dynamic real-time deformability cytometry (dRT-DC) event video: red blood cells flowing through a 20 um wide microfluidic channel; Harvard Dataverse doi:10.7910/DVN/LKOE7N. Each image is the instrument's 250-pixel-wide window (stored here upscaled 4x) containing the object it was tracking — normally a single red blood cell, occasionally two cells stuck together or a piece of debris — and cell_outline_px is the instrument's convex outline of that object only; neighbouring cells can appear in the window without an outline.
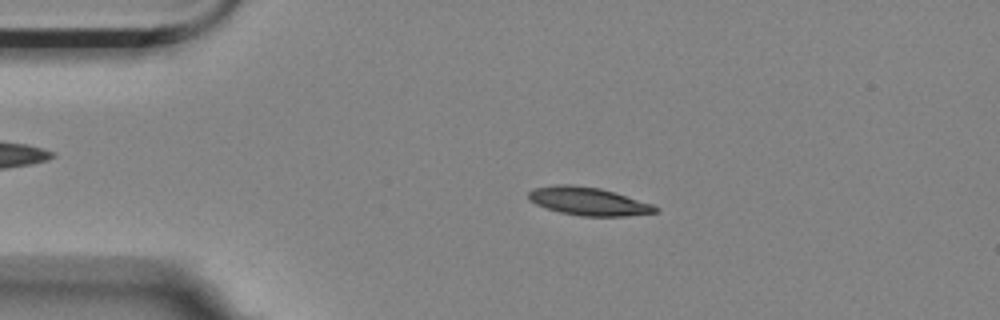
{"species": "Egyptian fruit bat (a non-hibernating species)", "species_latin": "Rousettus aegyptiacus", "temperature_condition": "room temperature", "stored_images_in_passage": 56, "camera_frame_rate_fps": 3000, "um_per_image_px": 0.085, "animal": {"sex": "female"}, "frame": {"image": 1, "passage_image": 11, "time_ms": 3.333, "image_size_px": [1000, 320], "cell_outline_px": [[660, 212], [624, 216], [580, 216], [560, 212], [536, 204], [528, 200], [528, 192], [536, 188], [556, 184], [568, 184], [600, 188], [652, 204], [660, 208]], "centroid_in_image_um": [50.02, 17.11], "position_along_channel_um": 35.0, "area_um2": 20.63}}
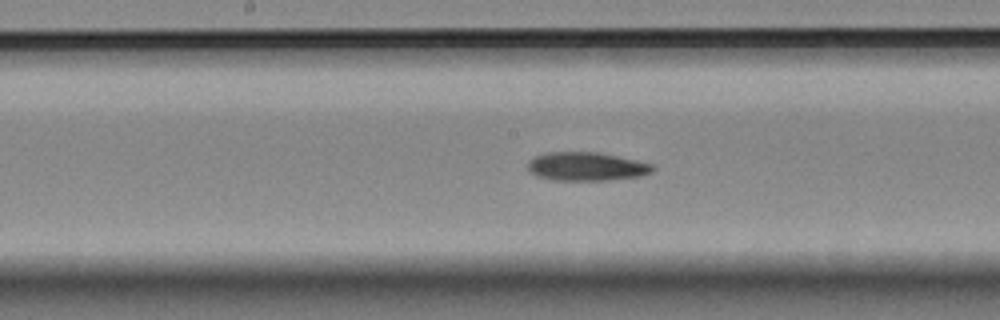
{"frame": {"image": 2, "passage_image": 28, "time_ms": 9.0, "image_size_px": [1000, 320], "cell_outline_px": [[656, 168], [652, 172], [640, 176], [604, 180], [552, 180], [536, 176], [528, 168], [528, 160], [544, 152], [600, 152], [636, 160], [652, 164]], "centroid_in_image_um": [49.84, 14.14], "position_along_channel_um": 198.4, "area_um2": 20.81}}
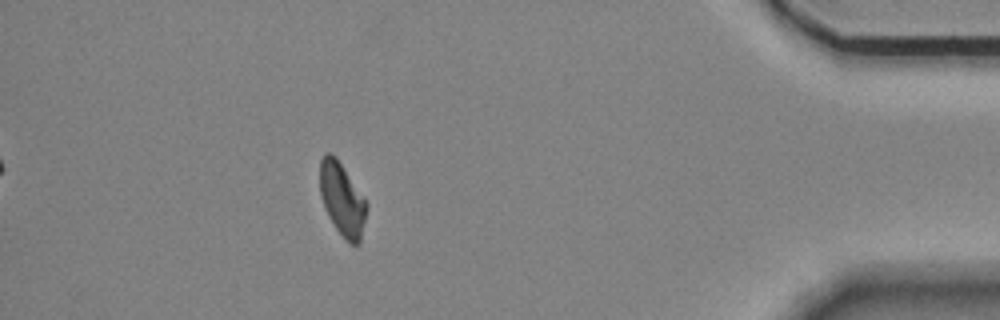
{"frame": {"image": 3, "passage_image": 50, "time_ms": 16.333, "image_size_px": [1000, 320], "cell_outline_px": [[368, 204], [360, 244], [356, 248], [344, 240], [336, 228], [324, 208], [320, 196], [320, 160], [324, 152], [332, 152], [336, 156]], "centroid_in_image_um": [29.08, 16.96], "position_along_channel_um": 406.1, "area_um2": 20.11}, "authors_computed_cell_mechanics": {"area_um2": 20.6346, "velocity_mm_per_s": 3.5077, "shape_relaxation_time_tau1_ms": 8.4808, "shape_relaxation_time_tau2_ms": 6.0016, "deformation_change_tau1": 0.1913, "deformation_change_tau2": 0.1201}}